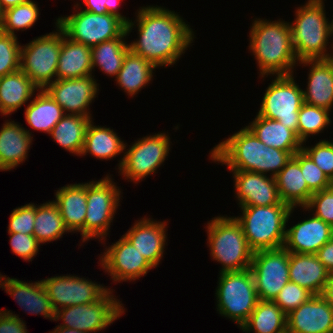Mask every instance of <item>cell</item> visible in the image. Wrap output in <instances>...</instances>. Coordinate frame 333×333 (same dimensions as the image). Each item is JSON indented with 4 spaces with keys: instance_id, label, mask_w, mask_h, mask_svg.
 Here are the masks:
<instances>
[{
    "instance_id": "cell-28",
    "label": "cell",
    "mask_w": 333,
    "mask_h": 333,
    "mask_svg": "<svg viewBox=\"0 0 333 333\" xmlns=\"http://www.w3.org/2000/svg\"><path fill=\"white\" fill-rule=\"evenodd\" d=\"M40 89L21 70L0 77V115L9 117L17 112Z\"/></svg>"
},
{
    "instance_id": "cell-8",
    "label": "cell",
    "mask_w": 333,
    "mask_h": 333,
    "mask_svg": "<svg viewBox=\"0 0 333 333\" xmlns=\"http://www.w3.org/2000/svg\"><path fill=\"white\" fill-rule=\"evenodd\" d=\"M218 276L216 311L241 328L259 301L252 272L248 268L222 272Z\"/></svg>"
},
{
    "instance_id": "cell-24",
    "label": "cell",
    "mask_w": 333,
    "mask_h": 333,
    "mask_svg": "<svg viewBox=\"0 0 333 333\" xmlns=\"http://www.w3.org/2000/svg\"><path fill=\"white\" fill-rule=\"evenodd\" d=\"M54 193L52 200L57 207L67 230L72 234L80 233L81 245L84 244V223L87 211V182L66 184ZM83 243V244H82Z\"/></svg>"
},
{
    "instance_id": "cell-7",
    "label": "cell",
    "mask_w": 333,
    "mask_h": 333,
    "mask_svg": "<svg viewBox=\"0 0 333 333\" xmlns=\"http://www.w3.org/2000/svg\"><path fill=\"white\" fill-rule=\"evenodd\" d=\"M112 174L87 182V211L84 223V243L97 239L106 245L117 209L121 206L122 190ZM121 199V200H120ZM100 239V240H99ZM106 240V241H105Z\"/></svg>"
},
{
    "instance_id": "cell-18",
    "label": "cell",
    "mask_w": 333,
    "mask_h": 333,
    "mask_svg": "<svg viewBox=\"0 0 333 333\" xmlns=\"http://www.w3.org/2000/svg\"><path fill=\"white\" fill-rule=\"evenodd\" d=\"M229 172L234 179V196L239 207L285 204L279 197L275 177L250 171Z\"/></svg>"
},
{
    "instance_id": "cell-4",
    "label": "cell",
    "mask_w": 333,
    "mask_h": 333,
    "mask_svg": "<svg viewBox=\"0 0 333 333\" xmlns=\"http://www.w3.org/2000/svg\"><path fill=\"white\" fill-rule=\"evenodd\" d=\"M324 1H306L295 7L294 21L289 24L295 56L299 62L333 58V36Z\"/></svg>"
},
{
    "instance_id": "cell-26",
    "label": "cell",
    "mask_w": 333,
    "mask_h": 333,
    "mask_svg": "<svg viewBox=\"0 0 333 333\" xmlns=\"http://www.w3.org/2000/svg\"><path fill=\"white\" fill-rule=\"evenodd\" d=\"M330 272L316 254L289 252V281L306 288L313 295H321Z\"/></svg>"
},
{
    "instance_id": "cell-46",
    "label": "cell",
    "mask_w": 333,
    "mask_h": 333,
    "mask_svg": "<svg viewBox=\"0 0 333 333\" xmlns=\"http://www.w3.org/2000/svg\"><path fill=\"white\" fill-rule=\"evenodd\" d=\"M8 235H10L9 244L12 253L26 262H32L41 247L34 235L23 233H8Z\"/></svg>"
},
{
    "instance_id": "cell-15",
    "label": "cell",
    "mask_w": 333,
    "mask_h": 333,
    "mask_svg": "<svg viewBox=\"0 0 333 333\" xmlns=\"http://www.w3.org/2000/svg\"><path fill=\"white\" fill-rule=\"evenodd\" d=\"M102 245L105 249L99 255L98 266L115 285L117 282H135L154 269L124 235L110 246Z\"/></svg>"
},
{
    "instance_id": "cell-25",
    "label": "cell",
    "mask_w": 333,
    "mask_h": 333,
    "mask_svg": "<svg viewBox=\"0 0 333 333\" xmlns=\"http://www.w3.org/2000/svg\"><path fill=\"white\" fill-rule=\"evenodd\" d=\"M33 135L21 123L6 119L0 129V171H11L28 159Z\"/></svg>"
},
{
    "instance_id": "cell-50",
    "label": "cell",
    "mask_w": 333,
    "mask_h": 333,
    "mask_svg": "<svg viewBox=\"0 0 333 333\" xmlns=\"http://www.w3.org/2000/svg\"><path fill=\"white\" fill-rule=\"evenodd\" d=\"M321 295L333 306V273H330Z\"/></svg>"
},
{
    "instance_id": "cell-10",
    "label": "cell",
    "mask_w": 333,
    "mask_h": 333,
    "mask_svg": "<svg viewBox=\"0 0 333 333\" xmlns=\"http://www.w3.org/2000/svg\"><path fill=\"white\" fill-rule=\"evenodd\" d=\"M53 32L35 37L20 49V69L40 89L56 80L57 64L65 32L54 22Z\"/></svg>"
},
{
    "instance_id": "cell-47",
    "label": "cell",
    "mask_w": 333,
    "mask_h": 333,
    "mask_svg": "<svg viewBox=\"0 0 333 333\" xmlns=\"http://www.w3.org/2000/svg\"><path fill=\"white\" fill-rule=\"evenodd\" d=\"M124 0H82L78 1L76 5L80 6L82 10L93 12L96 14H111L121 19L126 25L131 21L129 17L123 15L120 11L121 2ZM85 5V8L82 6Z\"/></svg>"
},
{
    "instance_id": "cell-31",
    "label": "cell",
    "mask_w": 333,
    "mask_h": 333,
    "mask_svg": "<svg viewBox=\"0 0 333 333\" xmlns=\"http://www.w3.org/2000/svg\"><path fill=\"white\" fill-rule=\"evenodd\" d=\"M93 74L91 46L71 41L63 36L56 79H73Z\"/></svg>"
},
{
    "instance_id": "cell-53",
    "label": "cell",
    "mask_w": 333,
    "mask_h": 333,
    "mask_svg": "<svg viewBox=\"0 0 333 333\" xmlns=\"http://www.w3.org/2000/svg\"><path fill=\"white\" fill-rule=\"evenodd\" d=\"M2 24H3V10L0 7V31H1V28H2Z\"/></svg>"
},
{
    "instance_id": "cell-54",
    "label": "cell",
    "mask_w": 333,
    "mask_h": 333,
    "mask_svg": "<svg viewBox=\"0 0 333 333\" xmlns=\"http://www.w3.org/2000/svg\"><path fill=\"white\" fill-rule=\"evenodd\" d=\"M332 18H333V15H332ZM332 18H331V21H329V24H330L331 34L333 36V19Z\"/></svg>"
},
{
    "instance_id": "cell-33",
    "label": "cell",
    "mask_w": 333,
    "mask_h": 333,
    "mask_svg": "<svg viewBox=\"0 0 333 333\" xmlns=\"http://www.w3.org/2000/svg\"><path fill=\"white\" fill-rule=\"evenodd\" d=\"M24 115L26 123L32 130L49 135L65 113L62 107L43 89L39 90L28 103Z\"/></svg>"
},
{
    "instance_id": "cell-22",
    "label": "cell",
    "mask_w": 333,
    "mask_h": 333,
    "mask_svg": "<svg viewBox=\"0 0 333 333\" xmlns=\"http://www.w3.org/2000/svg\"><path fill=\"white\" fill-rule=\"evenodd\" d=\"M0 288L6 291L27 314L41 315L46 319L55 320V310L41 282H25L10 278L0 272Z\"/></svg>"
},
{
    "instance_id": "cell-30",
    "label": "cell",
    "mask_w": 333,
    "mask_h": 333,
    "mask_svg": "<svg viewBox=\"0 0 333 333\" xmlns=\"http://www.w3.org/2000/svg\"><path fill=\"white\" fill-rule=\"evenodd\" d=\"M267 147L288 151L292 156L302 150L297 134L280 121L264 118L256 113L255 119L246 125Z\"/></svg>"
},
{
    "instance_id": "cell-11",
    "label": "cell",
    "mask_w": 333,
    "mask_h": 333,
    "mask_svg": "<svg viewBox=\"0 0 333 333\" xmlns=\"http://www.w3.org/2000/svg\"><path fill=\"white\" fill-rule=\"evenodd\" d=\"M73 5L72 14L55 20L71 41L92 47L120 37L126 31V24L114 15L96 14Z\"/></svg>"
},
{
    "instance_id": "cell-2",
    "label": "cell",
    "mask_w": 333,
    "mask_h": 333,
    "mask_svg": "<svg viewBox=\"0 0 333 333\" xmlns=\"http://www.w3.org/2000/svg\"><path fill=\"white\" fill-rule=\"evenodd\" d=\"M228 136L215 145L208 156L213 163L225 165L228 170L275 177L292 157L288 151L267 147L247 126Z\"/></svg>"
},
{
    "instance_id": "cell-27",
    "label": "cell",
    "mask_w": 333,
    "mask_h": 333,
    "mask_svg": "<svg viewBox=\"0 0 333 333\" xmlns=\"http://www.w3.org/2000/svg\"><path fill=\"white\" fill-rule=\"evenodd\" d=\"M93 121L94 119H91L86 129L81 157L90 154L97 158L96 160L108 161L121 155L116 165L118 170L123 162L126 141L122 140L110 127L97 126Z\"/></svg>"
},
{
    "instance_id": "cell-44",
    "label": "cell",
    "mask_w": 333,
    "mask_h": 333,
    "mask_svg": "<svg viewBox=\"0 0 333 333\" xmlns=\"http://www.w3.org/2000/svg\"><path fill=\"white\" fill-rule=\"evenodd\" d=\"M313 294L296 283L288 282L279 292L274 302L288 315L302 303L307 302Z\"/></svg>"
},
{
    "instance_id": "cell-41",
    "label": "cell",
    "mask_w": 333,
    "mask_h": 333,
    "mask_svg": "<svg viewBox=\"0 0 333 333\" xmlns=\"http://www.w3.org/2000/svg\"><path fill=\"white\" fill-rule=\"evenodd\" d=\"M18 37L0 31V77L20 69Z\"/></svg>"
},
{
    "instance_id": "cell-23",
    "label": "cell",
    "mask_w": 333,
    "mask_h": 333,
    "mask_svg": "<svg viewBox=\"0 0 333 333\" xmlns=\"http://www.w3.org/2000/svg\"><path fill=\"white\" fill-rule=\"evenodd\" d=\"M301 65L309 67L307 87L303 89L304 102L331 111L333 109V58L303 60L297 66Z\"/></svg>"
},
{
    "instance_id": "cell-45",
    "label": "cell",
    "mask_w": 333,
    "mask_h": 333,
    "mask_svg": "<svg viewBox=\"0 0 333 333\" xmlns=\"http://www.w3.org/2000/svg\"><path fill=\"white\" fill-rule=\"evenodd\" d=\"M35 222V204L27 203L11 211L8 233H23L33 235Z\"/></svg>"
},
{
    "instance_id": "cell-5",
    "label": "cell",
    "mask_w": 333,
    "mask_h": 333,
    "mask_svg": "<svg viewBox=\"0 0 333 333\" xmlns=\"http://www.w3.org/2000/svg\"><path fill=\"white\" fill-rule=\"evenodd\" d=\"M205 225L207 248L211 259L221 264L219 273L250 268L254 251L235 216L218 215Z\"/></svg>"
},
{
    "instance_id": "cell-16",
    "label": "cell",
    "mask_w": 333,
    "mask_h": 333,
    "mask_svg": "<svg viewBox=\"0 0 333 333\" xmlns=\"http://www.w3.org/2000/svg\"><path fill=\"white\" fill-rule=\"evenodd\" d=\"M41 282L55 311L96 302L112 289L74 274L46 277Z\"/></svg>"
},
{
    "instance_id": "cell-38",
    "label": "cell",
    "mask_w": 333,
    "mask_h": 333,
    "mask_svg": "<svg viewBox=\"0 0 333 333\" xmlns=\"http://www.w3.org/2000/svg\"><path fill=\"white\" fill-rule=\"evenodd\" d=\"M330 112L328 109L317 107L303 103L298 113V138L304 143L307 142L311 136L324 133V129H327L332 124L330 118ZM314 135V136H313Z\"/></svg>"
},
{
    "instance_id": "cell-51",
    "label": "cell",
    "mask_w": 333,
    "mask_h": 333,
    "mask_svg": "<svg viewBox=\"0 0 333 333\" xmlns=\"http://www.w3.org/2000/svg\"><path fill=\"white\" fill-rule=\"evenodd\" d=\"M28 1L30 0H0V7L4 11L10 7H14Z\"/></svg>"
},
{
    "instance_id": "cell-6",
    "label": "cell",
    "mask_w": 333,
    "mask_h": 333,
    "mask_svg": "<svg viewBox=\"0 0 333 333\" xmlns=\"http://www.w3.org/2000/svg\"><path fill=\"white\" fill-rule=\"evenodd\" d=\"M235 216L243 228L249 247L254 251L283 247L286 225L291 207L287 204L271 206H242Z\"/></svg>"
},
{
    "instance_id": "cell-3",
    "label": "cell",
    "mask_w": 333,
    "mask_h": 333,
    "mask_svg": "<svg viewBox=\"0 0 333 333\" xmlns=\"http://www.w3.org/2000/svg\"><path fill=\"white\" fill-rule=\"evenodd\" d=\"M254 18L250 25L248 51L256 60L259 78L292 75L299 61L295 56L289 22Z\"/></svg>"
},
{
    "instance_id": "cell-42",
    "label": "cell",
    "mask_w": 333,
    "mask_h": 333,
    "mask_svg": "<svg viewBox=\"0 0 333 333\" xmlns=\"http://www.w3.org/2000/svg\"><path fill=\"white\" fill-rule=\"evenodd\" d=\"M316 142L310 146H307L306 142L302 143V150L333 183V140L319 139V142Z\"/></svg>"
},
{
    "instance_id": "cell-40",
    "label": "cell",
    "mask_w": 333,
    "mask_h": 333,
    "mask_svg": "<svg viewBox=\"0 0 333 333\" xmlns=\"http://www.w3.org/2000/svg\"><path fill=\"white\" fill-rule=\"evenodd\" d=\"M293 157L299 162L301 172L308 185V190L312 194L327 189L333 185L324 172L303 150L296 152Z\"/></svg>"
},
{
    "instance_id": "cell-13",
    "label": "cell",
    "mask_w": 333,
    "mask_h": 333,
    "mask_svg": "<svg viewBox=\"0 0 333 333\" xmlns=\"http://www.w3.org/2000/svg\"><path fill=\"white\" fill-rule=\"evenodd\" d=\"M271 77L272 81L265 89L257 114L280 121L298 137V113L304 103L303 89L296 83L294 74Z\"/></svg>"
},
{
    "instance_id": "cell-32",
    "label": "cell",
    "mask_w": 333,
    "mask_h": 333,
    "mask_svg": "<svg viewBox=\"0 0 333 333\" xmlns=\"http://www.w3.org/2000/svg\"><path fill=\"white\" fill-rule=\"evenodd\" d=\"M275 178L282 202L298 209L308 204L312 193L308 190L299 162L293 156Z\"/></svg>"
},
{
    "instance_id": "cell-14",
    "label": "cell",
    "mask_w": 333,
    "mask_h": 333,
    "mask_svg": "<svg viewBox=\"0 0 333 333\" xmlns=\"http://www.w3.org/2000/svg\"><path fill=\"white\" fill-rule=\"evenodd\" d=\"M250 270L259 300L274 301L289 282V251L284 247L256 251Z\"/></svg>"
},
{
    "instance_id": "cell-34",
    "label": "cell",
    "mask_w": 333,
    "mask_h": 333,
    "mask_svg": "<svg viewBox=\"0 0 333 333\" xmlns=\"http://www.w3.org/2000/svg\"><path fill=\"white\" fill-rule=\"evenodd\" d=\"M91 119L93 118L65 114L54 126L49 136L64 150L80 157L84 147L86 129Z\"/></svg>"
},
{
    "instance_id": "cell-9",
    "label": "cell",
    "mask_w": 333,
    "mask_h": 333,
    "mask_svg": "<svg viewBox=\"0 0 333 333\" xmlns=\"http://www.w3.org/2000/svg\"><path fill=\"white\" fill-rule=\"evenodd\" d=\"M171 145L168 130L137 138L131 145L125 143L123 162L118 174L122 179L137 185L149 175L156 174L157 169L164 165L170 155Z\"/></svg>"
},
{
    "instance_id": "cell-49",
    "label": "cell",
    "mask_w": 333,
    "mask_h": 333,
    "mask_svg": "<svg viewBox=\"0 0 333 333\" xmlns=\"http://www.w3.org/2000/svg\"><path fill=\"white\" fill-rule=\"evenodd\" d=\"M316 255L326 269L333 273V237L317 251Z\"/></svg>"
},
{
    "instance_id": "cell-17",
    "label": "cell",
    "mask_w": 333,
    "mask_h": 333,
    "mask_svg": "<svg viewBox=\"0 0 333 333\" xmlns=\"http://www.w3.org/2000/svg\"><path fill=\"white\" fill-rule=\"evenodd\" d=\"M95 75L73 79H56L44 90L62 107L65 114L92 118L90 105L99 95Z\"/></svg>"
},
{
    "instance_id": "cell-37",
    "label": "cell",
    "mask_w": 333,
    "mask_h": 333,
    "mask_svg": "<svg viewBox=\"0 0 333 333\" xmlns=\"http://www.w3.org/2000/svg\"><path fill=\"white\" fill-rule=\"evenodd\" d=\"M69 234L64 225L59 208L53 201L43 204L35 203L34 237L43 246L48 242L60 240L63 235Z\"/></svg>"
},
{
    "instance_id": "cell-1",
    "label": "cell",
    "mask_w": 333,
    "mask_h": 333,
    "mask_svg": "<svg viewBox=\"0 0 333 333\" xmlns=\"http://www.w3.org/2000/svg\"><path fill=\"white\" fill-rule=\"evenodd\" d=\"M135 15V19L131 18L126 25L128 37L136 28L138 34L136 40L128 43L129 49L156 68L176 65L188 48L194 45V29L174 10L161 5H144L137 9Z\"/></svg>"
},
{
    "instance_id": "cell-35",
    "label": "cell",
    "mask_w": 333,
    "mask_h": 333,
    "mask_svg": "<svg viewBox=\"0 0 333 333\" xmlns=\"http://www.w3.org/2000/svg\"><path fill=\"white\" fill-rule=\"evenodd\" d=\"M240 330L244 333H286L287 315L274 301L259 300Z\"/></svg>"
},
{
    "instance_id": "cell-12",
    "label": "cell",
    "mask_w": 333,
    "mask_h": 333,
    "mask_svg": "<svg viewBox=\"0 0 333 333\" xmlns=\"http://www.w3.org/2000/svg\"><path fill=\"white\" fill-rule=\"evenodd\" d=\"M110 289L100 300L58 309L54 321L64 328H73L84 333H97L111 326L126 312L124 304Z\"/></svg>"
},
{
    "instance_id": "cell-36",
    "label": "cell",
    "mask_w": 333,
    "mask_h": 333,
    "mask_svg": "<svg viewBox=\"0 0 333 333\" xmlns=\"http://www.w3.org/2000/svg\"><path fill=\"white\" fill-rule=\"evenodd\" d=\"M127 39L128 35L125 31L120 37L91 47L93 74L98 67L106 76L114 79L117 77L122 67L124 57L129 50Z\"/></svg>"
},
{
    "instance_id": "cell-20",
    "label": "cell",
    "mask_w": 333,
    "mask_h": 333,
    "mask_svg": "<svg viewBox=\"0 0 333 333\" xmlns=\"http://www.w3.org/2000/svg\"><path fill=\"white\" fill-rule=\"evenodd\" d=\"M295 209L292 208L288 215L283 247L293 253L316 254L332 238V226L309 214L307 218L290 227L288 222Z\"/></svg>"
},
{
    "instance_id": "cell-52",
    "label": "cell",
    "mask_w": 333,
    "mask_h": 333,
    "mask_svg": "<svg viewBox=\"0 0 333 333\" xmlns=\"http://www.w3.org/2000/svg\"><path fill=\"white\" fill-rule=\"evenodd\" d=\"M49 333H84L73 328H64L61 326H55L54 330L50 331Z\"/></svg>"
},
{
    "instance_id": "cell-39",
    "label": "cell",
    "mask_w": 333,
    "mask_h": 333,
    "mask_svg": "<svg viewBox=\"0 0 333 333\" xmlns=\"http://www.w3.org/2000/svg\"><path fill=\"white\" fill-rule=\"evenodd\" d=\"M40 7L37 2L30 0L26 3L10 7L3 11L1 32L18 36L17 32L29 30L39 19Z\"/></svg>"
},
{
    "instance_id": "cell-48",
    "label": "cell",
    "mask_w": 333,
    "mask_h": 333,
    "mask_svg": "<svg viewBox=\"0 0 333 333\" xmlns=\"http://www.w3.org/2000/svg\"><path fill=\"white\" fill-rule=\"evenodd\" d=\"M11 310L0 309V333H28L25 320Z\"/></svg>"
},
{
    "instance_id": "cell-29",
    "label": "cell",
    "mask_w": 333,
    "mask_h": 333,
    "mask_svg": "<svg viewBox=\"0 0 333 333\" xmlns=\"http://www.w3.org/2000/svg\"><path fill=\"white\" fill-rule=\"evenodd\" d=\"M155 69L158 68L129 49L114 81L119 89L133 98L153 81Z\"/></svg>"
},
{
    "instance_id": "cell-55",
    "label": "cell",
    "mask_w": 333,
    "mask_h": 333,
    "mask_svg": "<svg viewBox=\"0 0 333 333\" xmlns=\"http://www.w3.org/2000/svg\"><path fill=\"white\" fill-rule=\"evenodd\" d=\"M319 1H323V0H307V2H319Z\"/></svg>"
},
{
    "instance_id": "cell-43",
    "label": "cell",
    "mask_w": 333,
    "mask_h": 333,
    "mask_svg": "<svg viewBox=\"0 0 333 333\" xmlns=\"http://www.w3.org/2000/svg\"><path fill=\"white\" fill-rule=\"evenodd\" d=\"M301 209L303 212H312L314 216L333 226V185L313 193L308 204Z\"/></svg>"
},
{
    "instance_id": "cell-21",
    "label": "cell",
    "mask_w": 333,
    "mask_h": 333,
    "mask_svg": "<svg viewBox=\"0 0 333 333\" xmlns=\"http://www.w3.org/2000/svg\"><path fill=\"white\" fill-rule=\"evenodd\" d=\"M287 333H333V306L313 295L287 315Z\"/></svg>"
},
{
    "instance_id": "cell-19",
    "label": "cell",
    "mask_w": 333,
    "mask_h": 333,
    "mask_svg": "<svg viewBox=\"0 0 333 333\" xmlns=\"http://www.w3.org/2000/svg\"><path fill=\"white\" fill-rule=\"evenodd\" d=\"M142 217L123 234L153 268L161 263L167 245L168 221ZM167 240V241H166ZM166 245V246H165Z\"/></svg>"
}]
</instances>
